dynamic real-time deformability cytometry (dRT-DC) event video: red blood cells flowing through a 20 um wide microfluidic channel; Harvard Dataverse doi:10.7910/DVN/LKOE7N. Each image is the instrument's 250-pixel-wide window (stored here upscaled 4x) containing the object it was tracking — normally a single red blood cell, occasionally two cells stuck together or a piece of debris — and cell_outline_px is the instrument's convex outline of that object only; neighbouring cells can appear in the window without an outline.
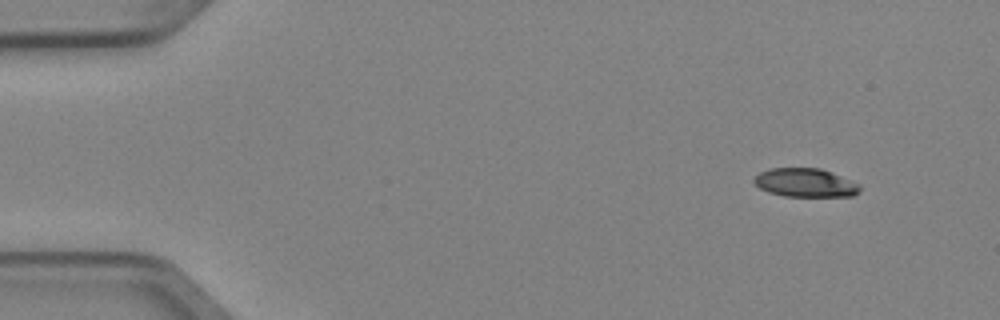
{"species": "Egyptian fruit bat (a non-hibernating species)", "species_latin": "Rousettus aegyptiacus", "temperature_condition": "cold", "stored_images_in_passage": 2, "camera_frame_rate_fps": 3000, "um_per_image_px": 0.085, "animal": {"sex": "female"}, "frame": {"image": 1, "passage_image": 2, "time_ms": 0.333, "image_size_px": [1000, 320], "cell_outline_px": [[860, 188], [852, 196], [784, 196], [768, 192], [760, 188], [752, 180], [760, 172], [768, 168], [820, 168], [832, 172], [860, 184]], "centroid_in_image_um": [68.43, 15.52], "position_along_channel_um": 16.6, "area_um2": 17.57}}